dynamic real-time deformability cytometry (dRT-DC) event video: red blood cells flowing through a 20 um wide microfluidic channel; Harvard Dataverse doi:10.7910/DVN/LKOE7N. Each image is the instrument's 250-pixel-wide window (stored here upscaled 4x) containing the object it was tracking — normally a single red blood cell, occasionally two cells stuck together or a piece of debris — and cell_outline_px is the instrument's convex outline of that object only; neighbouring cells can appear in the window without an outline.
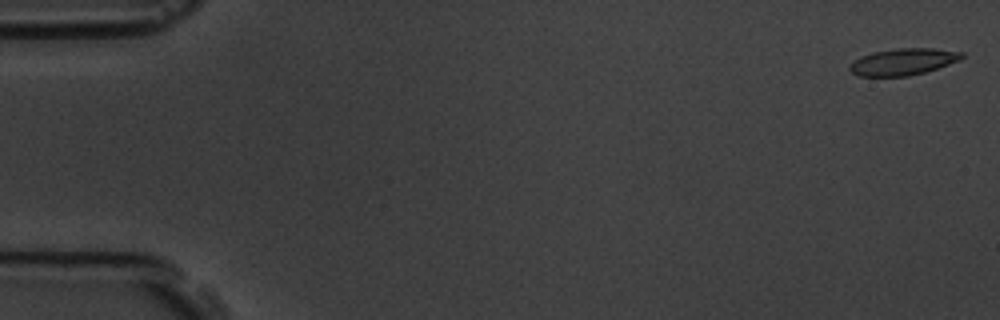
{"species": "common noctule bat (a hibernating species)", "species_latin": "Nyctalus noctula", "temperature_condition": "room temperature", "stored_images_in_passage": 56, "camera_frame_rate_fps": 3000, "um_per_image_px": 0.085, "animal": {"sex": "male", "body_mass_g": 19.5, "forearm_length_mm": 54.6}, "frame": {"image": 1, "passage_image": 1, "time_ms": 0.0, "image_size_px": [1000, 320], "cell_outline_px": [[964, 56], [960, 60], [924, 72], [908, 76], [856, 76], [848, 68], [860, 56], [872, 52], [900, 48], [932, 48], [964, 52]], "centroid_in_image_um": [76.77, 5.24], "position_along_channel_um": 8.2, "area_um2": 17.28}}
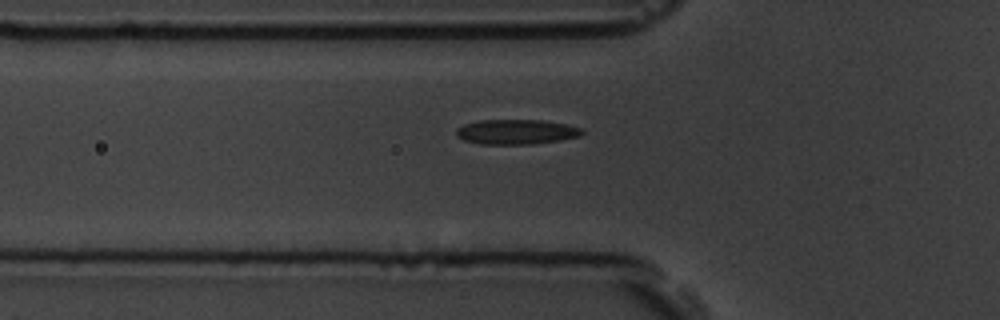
{"frame": {"image": 2, "passage_image": 19, "time_ms": 6.0, "image_size_px": [1000, 320], "cell_outline_px": [[584, 132], [580, 136], [560, 140], [532, 144], [480, 144], [464, 140], [456, 136], [456, 128], [464, 124], [480, 120], [540, 120], [564, 124], [584, 128]], "centroid_in_image_um": [43.88, 11.21], "position_along_channel_um": 81.9, "area_um2": 18.26}}
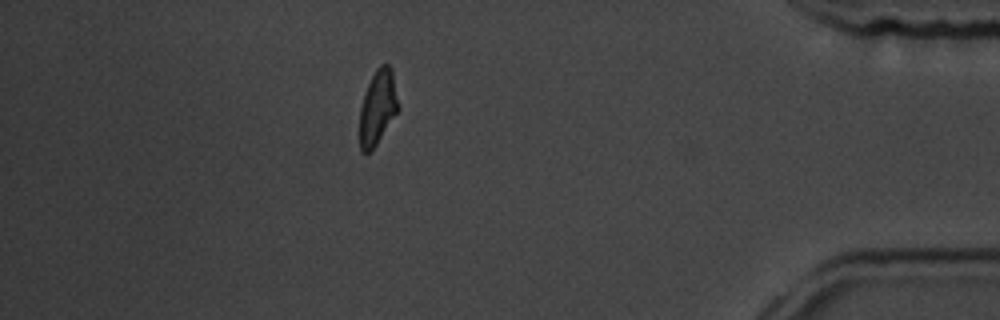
{"frame": {"image": 3, "passage_image": 49, "time_ms": 16.0, "image_size_px": [1000, 320], "cell_outline_px": [[400, 108], [376, 144], [368, 152], [360, 152], [360, 108], [364, 92], [376, 68], [380, 64], [388, 64], [392, 68]], "centroid_in_image_um": [32.12, 9.08], "position_along_channel_um": 403.1, "area_um2": 16.76}, "authors_computed_cell_mechanics": {"area_um2": 17.918, "velocity_mm_per_s": 3.649, "shape_relaxation_time_tau1_ms": 6.5722, "shape_relaxation_time_tau2_ms": 2.8011, "deformation_change_tau1": 0.1755, "deformation_change_tau2": 0.1014}}